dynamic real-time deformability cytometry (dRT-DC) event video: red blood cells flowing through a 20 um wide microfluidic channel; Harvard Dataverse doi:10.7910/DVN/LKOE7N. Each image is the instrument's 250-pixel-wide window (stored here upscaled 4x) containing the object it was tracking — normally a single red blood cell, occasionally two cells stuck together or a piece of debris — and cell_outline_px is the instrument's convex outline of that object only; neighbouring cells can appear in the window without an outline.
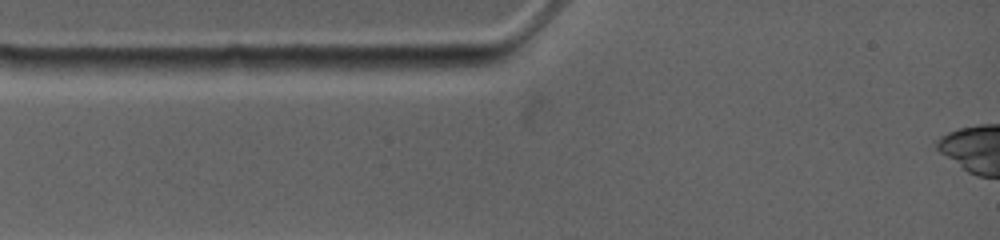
{"species": "common noctule bat (a hibernating species)", "species_latin": "Nyctalus noctula", "temperature_condition": "warm", "stored_images_in_passage": 3, "camera_frame_rate_fps": 4500, "um_per_image_px": 0.085, "animal": {"sex": "female", "body_mass_g": 19.0, "forearm_length_mm": 53.3}, "frame": {"image": 1, "passage_image": 1, "time_ms": 0.0, "image_size_px": [1000, 240], "cell_outline_px": [[500, 60], [496, 64], [460, 68], [364, 68], [376, 56], [488, 56]], "centroid_in_image_um": [36.59, 5.26], "position_along_channel_um": 48.4, "area_um2": 10.4}}